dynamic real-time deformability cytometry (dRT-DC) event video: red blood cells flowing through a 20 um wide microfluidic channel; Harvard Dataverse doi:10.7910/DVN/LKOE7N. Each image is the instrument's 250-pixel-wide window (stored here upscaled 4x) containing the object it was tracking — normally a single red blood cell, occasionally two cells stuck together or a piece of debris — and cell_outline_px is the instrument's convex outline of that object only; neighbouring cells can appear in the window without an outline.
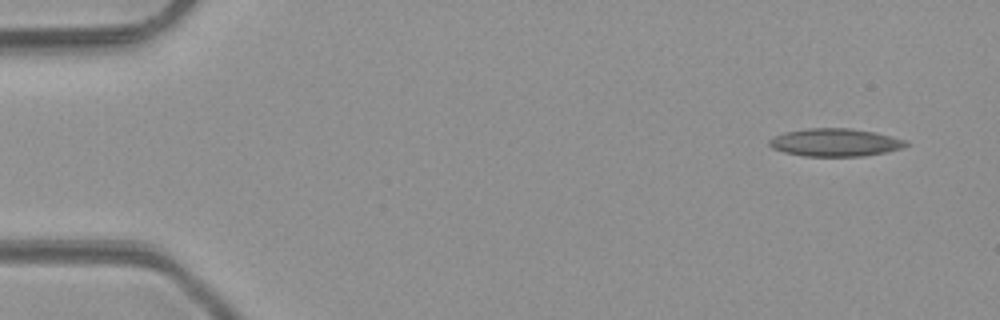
{"species": "common noctule bat (a hibernating species)", "species_latin": "Nyctalus noctula", "temperature_condition": "room temperature", "stored_images_in_passage": 5, "camera_frame_rate_fps": 3000, "um_per_image_px": 0.085, "animal": {"sex": "male", "body_mass_g": 23.1, "forearm_length_mm": 52.7}, "frame": {"image": 1, "passage_image": 1, "time_ms": 0.0, "image_size_px": [1000, 320], "cell_outline_px": [[908, 144], [900, 148], [884, 152], [864, 156], [804, 156], [784, 152], [772, 148], [768, 144], [768, 140], [772, 136], [784, 132], [808, 128], [848, 128], [876, 132], [904, 140]], "centroid_in_image_um": [70.91, 12.1], "position_along_channel_um": 14.1, "area_um2": 22.08}}